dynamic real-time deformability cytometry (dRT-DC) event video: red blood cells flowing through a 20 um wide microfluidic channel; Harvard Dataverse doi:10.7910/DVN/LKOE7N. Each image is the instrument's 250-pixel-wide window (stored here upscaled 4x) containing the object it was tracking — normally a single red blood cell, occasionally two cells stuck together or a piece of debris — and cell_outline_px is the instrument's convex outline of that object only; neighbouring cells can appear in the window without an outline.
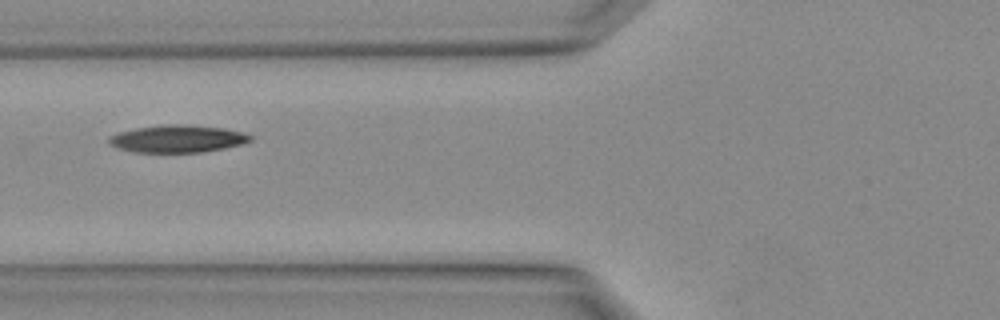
{"species": "Egyptian fruit bat (a non-hibernating species)", "species_latin": "Rousettus aegyptiacus", "temperature_condition": "warm", "stored_images_in_passage": 5, "camera_frame_rate_fps": 3000, "um_per_image_px": 0.085, "animal": {"sex": "female"}, "frame": {"image": 1, "passage_image": 5, "time_ms": 1.333, "image_size_px": [1000, 320], "cell_outline_px": [[252, 140], [240, 144], [224, 148], [200, 152], [136, 152], [116, 148], [108, 140], [108, 136], [120, 132], [136, 128], [160, 124], [184, 124], [224, 128], [240, 132], [252, 136]], "centroid_in_image_um": [15.06, 11.78], "position_along_channel_um": 110.7, "area_um2": 22.43}}